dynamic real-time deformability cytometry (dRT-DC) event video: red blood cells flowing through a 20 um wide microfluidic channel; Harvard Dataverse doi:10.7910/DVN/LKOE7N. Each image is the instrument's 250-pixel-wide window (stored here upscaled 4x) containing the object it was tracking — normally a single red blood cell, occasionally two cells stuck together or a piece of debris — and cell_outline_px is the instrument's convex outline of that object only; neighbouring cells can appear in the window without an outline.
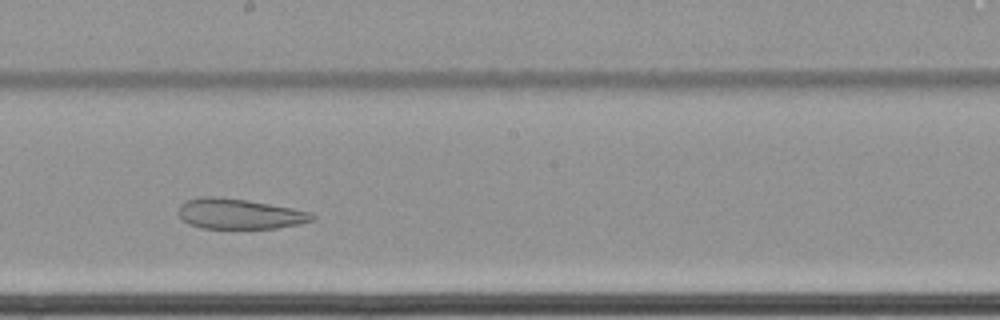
{"species": "common noctule bat (a hibernating species)", "species_latin": "Nyctalus noctula", "temperature_condition": "cold", "stored_images_in_passage": 47, "camera_frame_rate_fps": 3000, "um_per_image_px": 0.085, "animal": {"sex": "female", "body_mass_g": 22.7, "forearm_length_mm": 54.2}, "frame": {"image": 1, "passage_image": 27, "time_ms": 8.667, "image_size_px": [1000, 320], "cell_outline_px": [[316, 216], [312, 220], [300, 224], [276, 228], [200, 228], [188, 224], [180, 216], [180, 204], [188, 200], [200, 196], [208, 196], [248, 200], [292, 208], [308, 212]], "centroid_in_image_um": [20.34, 18.18], "position_along_channel_um": 227.9, "area_um2": 23.35}}
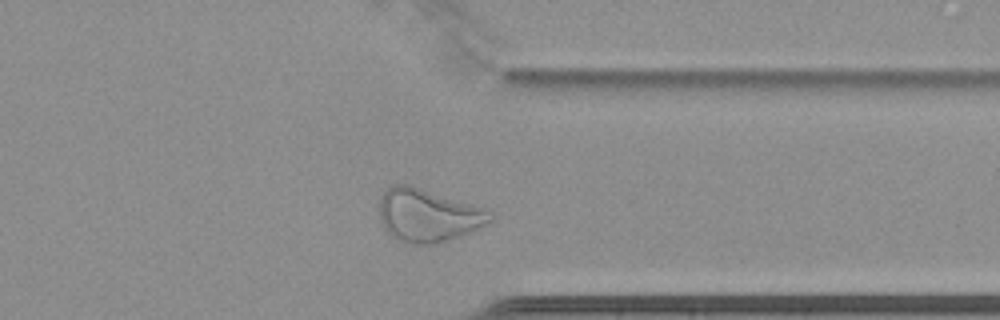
{"frame": {"image": 2, "passage_image": 40, "time_ms": 13.0, "image_size_px": [1000, 320], "cell_outline_px": [[492, 220], [468, 232], [436, 244], [408, 244], [396, 240], [384, 228], [380, 220], [380, 196], [392, 184], [408, 184], [492, 212]], "centroid_in_image_um": [36.29, 18.32], "position_along_channel_um": 375.1, "area_um2": 33.41}}